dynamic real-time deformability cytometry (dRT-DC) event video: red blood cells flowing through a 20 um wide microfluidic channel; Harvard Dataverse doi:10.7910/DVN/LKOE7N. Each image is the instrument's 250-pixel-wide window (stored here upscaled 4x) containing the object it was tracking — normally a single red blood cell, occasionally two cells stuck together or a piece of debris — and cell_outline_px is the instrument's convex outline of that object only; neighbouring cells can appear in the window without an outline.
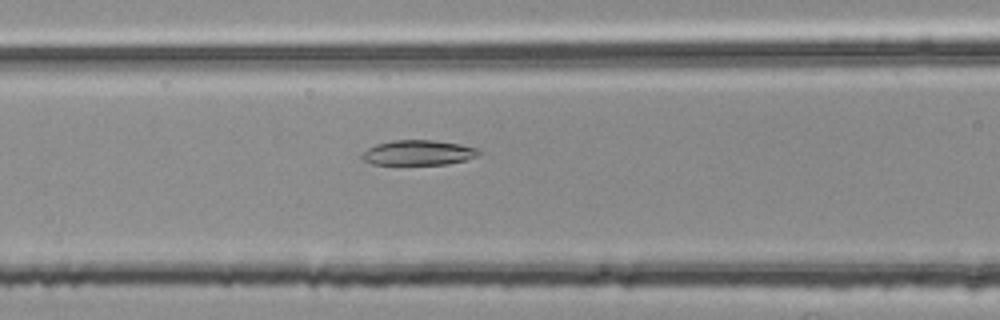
{"species": "common noctule bat (a hibernating species)", "species_latin": "Nyctalus noctula", "temperature_condition": "room temperature", "stored_images_in_passage": 55, "segment_of_instrument_passage": [2, 2], "camera_frame_rate_fps": 3000, "um_per_image_px": 0.085, "animal": {"sex": "female", "body_mass_g": 25.1}, "frame": {"image": 1, "passage_image": 23, "time_ms": 7.333, "image_size_px": [1000, 320], "cell_outline_px": [[480, 152], [476, 156], [464, 160], [448, 164], [372, 164], [364, 160], [360, 156], [368, 148], [376, 144], [392, 140], [432, 140], [460, 144], [480, 148]], "centroid_in_image_um": [35.56, 12.97], "position_along_channel_um": 131.0, "area_um2": 16.94}}
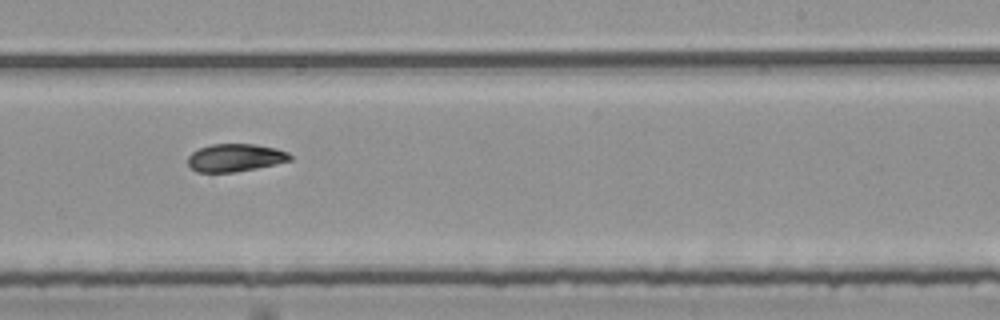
{"frame": {"image": 2, "passage_image": 34, "time_ms": 11.0, "image_size_px": [1000, 320], "cell_outline_px": [[292, 160], [276, 164], [236, 172], [196, 172], [188, 164], [188, 156], [192, 152], [200, 148], [212, 144], [256, 144], [276, 148], [288, 152], [292, 156]], "centroid_in_image_um": [20.01, 13.4], "position_along_channel_um": 269.0, "area_um2": 16.59}}
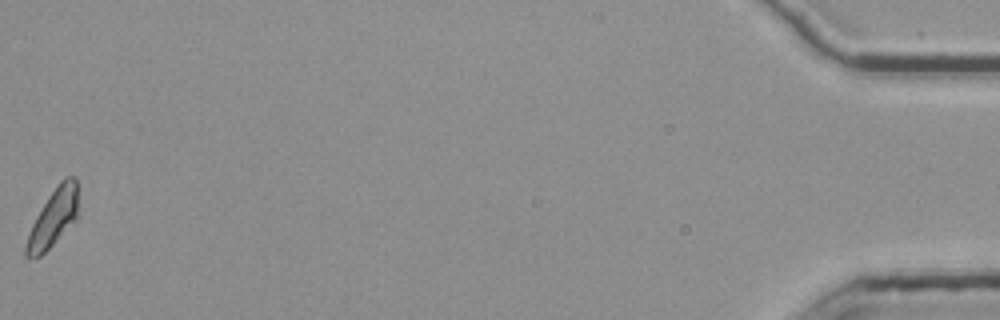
{"frame": {"image": 3, "passage_image": 55, "time_ms": 18.0, "image_size_px": [1000, 320], "cell_outline_px": [[76, 220], [40, 256], [28, 260], [24, 256], [24, 248], [32, 224], [36, 216], [48, 196], [60, 180], [64, 176], [76, 176]], "centroid_in_image_um": [4.48, 18.53], "position_along_channel_um": 430.7, "area_um2": 17.17}}